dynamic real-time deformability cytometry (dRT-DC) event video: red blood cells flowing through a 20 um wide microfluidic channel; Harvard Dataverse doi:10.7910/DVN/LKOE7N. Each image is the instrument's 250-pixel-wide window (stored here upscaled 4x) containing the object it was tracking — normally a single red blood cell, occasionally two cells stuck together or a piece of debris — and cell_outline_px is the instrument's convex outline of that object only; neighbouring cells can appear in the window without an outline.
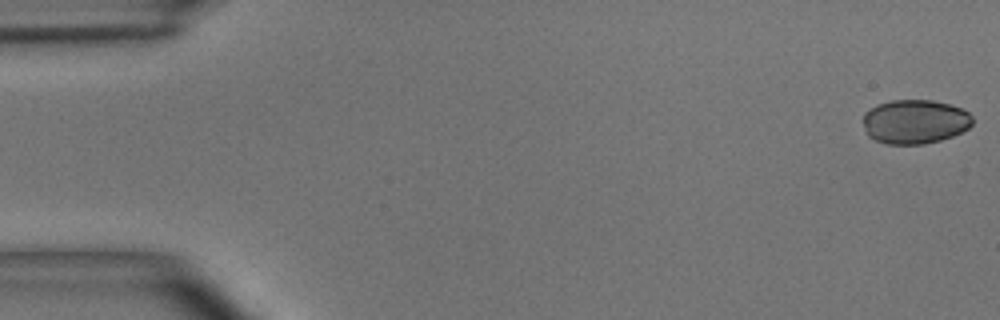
{"species": "common noctule bat (a hibernating species)", "species_latin": "Nyctalus noctula", "temperature_condition": "room temperature", "stored_images_in_passage": 49, "camera_frame_rate_fps": 3000, "um_per_image_px": 0.085, "animal": {"sex": "male", "body_mass_g": 15.6}, "frame": {"image": 1, "passage_image": 1, "time_ms": 0.0, "image_size_px": [1000, 320], "cell_outline_px": [[972, 124], [968, 128], [952, 136], [940, 140], [924, 144], [884, 144], [868, 136], [864, 124], [864, 112], [876, 104], [892, 100], [932, 100], [948, 104], [960, 108], [968, 112], [972, 116]], "centroid_in_image_um": [77.75, 10.34], "position_along_channel_um": 7.3, "area_um2": 28.15}}
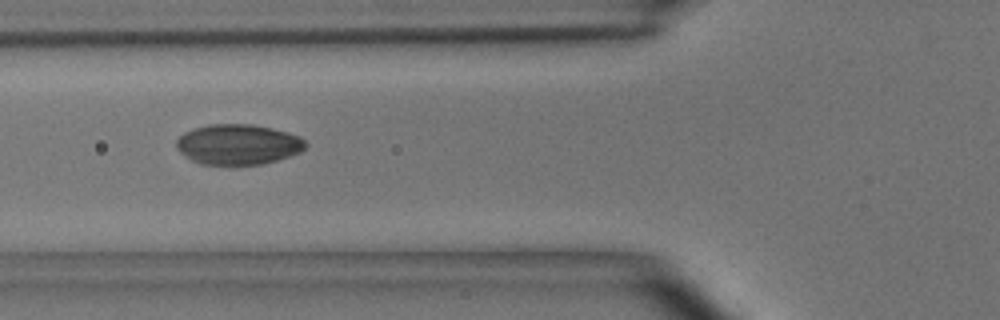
{"frame": {"image": 2, "passage_image": 18, "time_ms": 5.667, "image_size_px": [1000, 320], "cell_outline_px": [[308, 144], [300, 152], [276, 160], [260, 164], [200, 164], [192, 160], [180, 152], [176, 144], [176, 140], [184, 132], [208, 124], [252, 124], [272, 128], [288, 132], [300, 136]], "centroid_in_image_um": [20.25, 12.26], "position_along_channel_um": 105.6, "area_um2": 30.17}}
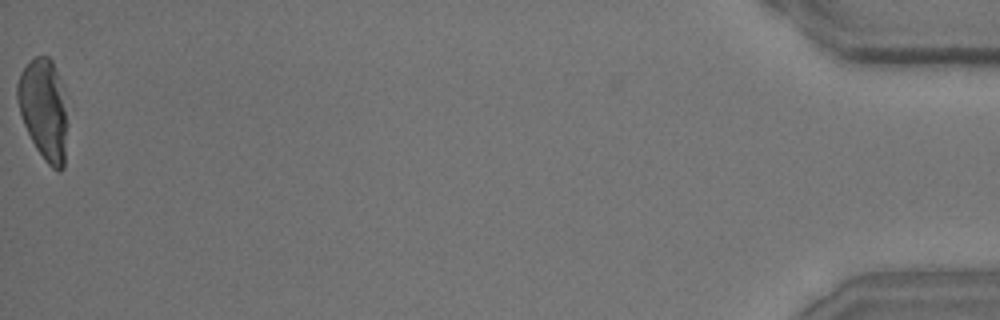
{"frame": {"image": 3, "passage_image": 49, "time_ms": 16.0, "image_size_px": [1000, 320], "cell_outline_px": [[68, 124], [64, 168], [60, 172], [52, 168], [44, 160], [36, 148], [24, 124], [20, 112], [16, 96], [16, 84], [20, 72], [36, 56], [48, 56], [52, 60], [56, 68], [60, 80]], "centroid_in_image_um": [3.73, 9.32], "position_along_channel_um": 431.5, "area_um2": 29.48}, "authors_computed_cell_mechanics": {"area_um2": 29.5358, "velocity_mm_per_s": 4.0827, "shape_relaxation_time_tau1_ms": 4.0951, "shape_relaxation_time_tau2_ms": 1.5156, "deformation_change_tau1": 0.1274, "deformation_change_tau2": 0.0506}}